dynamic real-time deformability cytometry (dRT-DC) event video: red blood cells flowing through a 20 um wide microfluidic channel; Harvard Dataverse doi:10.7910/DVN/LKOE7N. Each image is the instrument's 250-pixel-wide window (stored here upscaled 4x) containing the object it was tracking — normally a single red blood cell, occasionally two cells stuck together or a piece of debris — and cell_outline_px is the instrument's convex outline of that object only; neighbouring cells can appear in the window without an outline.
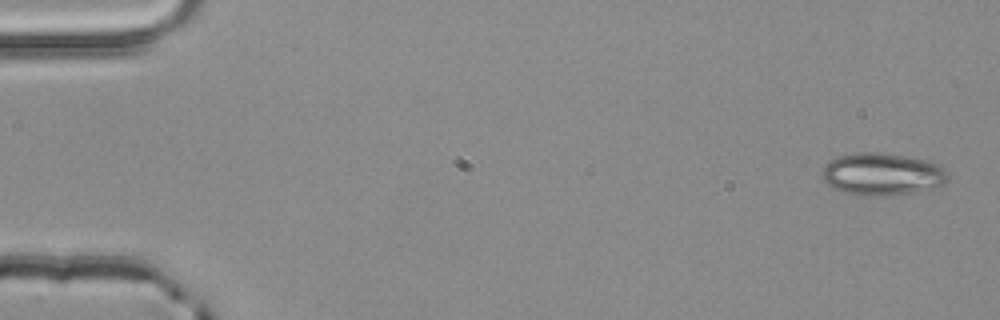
{"species": "common noctule bat (a hibernating species)", "species_latin": "Nyctalus noctula", "temperature_condition": "room temperature", "stored_images_in_passage": 4, "camera_frame_rate_fps": 3000, "um_per_image_px": 0.085, "animal": {"sex": "male", "body_mass_g": 20.4}, "frame": {"image": 1, "passage_image": 1, "time_ms": 0.0, "image_size_px": [1000, 320], "cell_outline_px": [[948, 180], [932, 188], [912, 192], [880, 196], [856, 196], [844, 192], [828, 184], [824, 180], [820, 172], [824, 164], [836, 156], [856, 152], [880, 152], [928, 160], [940, 164], [948, 172]], "centroid_in_image_um": [74.95, 14.79], "position_along_channel_um": 10.0, "area_um2": 31.27}}